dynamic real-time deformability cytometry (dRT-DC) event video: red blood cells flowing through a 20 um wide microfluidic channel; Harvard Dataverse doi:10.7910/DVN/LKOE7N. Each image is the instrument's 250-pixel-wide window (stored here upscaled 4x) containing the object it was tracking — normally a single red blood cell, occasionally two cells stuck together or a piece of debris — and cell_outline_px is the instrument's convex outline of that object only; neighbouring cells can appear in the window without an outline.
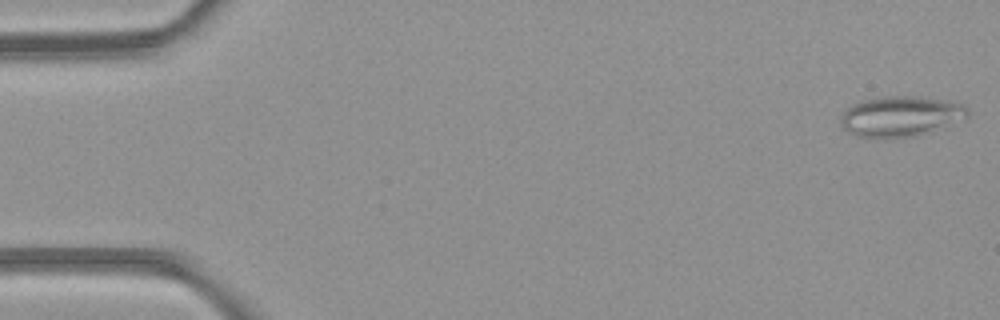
{"species": "common noctule bat (a hibernating species)", "species_latin": "Nyctalus noctula", "temperature_condition": "room temperature", "stored_images_in_passage": 3, "camera_frame_rate_fps": 3000, "um_per_image_px": 0.085, "animal": {"sex": "female", "body_mass_g": 21.9}, "frame": {"image": 1, "passage_image": 3, "time_ms": 3.333, "image_size_px": [1000, 320], "cell_outline_px": [[968, 116], [932, 132], [916, 136], [856, 136], [848, 132], [840, 124], [840, 116], [844, 108], [852, 104], [864, 100], [888, 96], [924, 96], [948, 100], [964, 104], [968, 108]], "centroid_in_image_um": [76.56, 9.85], "position_along_channel_um": 8.4, "area_um2": 29.82}}